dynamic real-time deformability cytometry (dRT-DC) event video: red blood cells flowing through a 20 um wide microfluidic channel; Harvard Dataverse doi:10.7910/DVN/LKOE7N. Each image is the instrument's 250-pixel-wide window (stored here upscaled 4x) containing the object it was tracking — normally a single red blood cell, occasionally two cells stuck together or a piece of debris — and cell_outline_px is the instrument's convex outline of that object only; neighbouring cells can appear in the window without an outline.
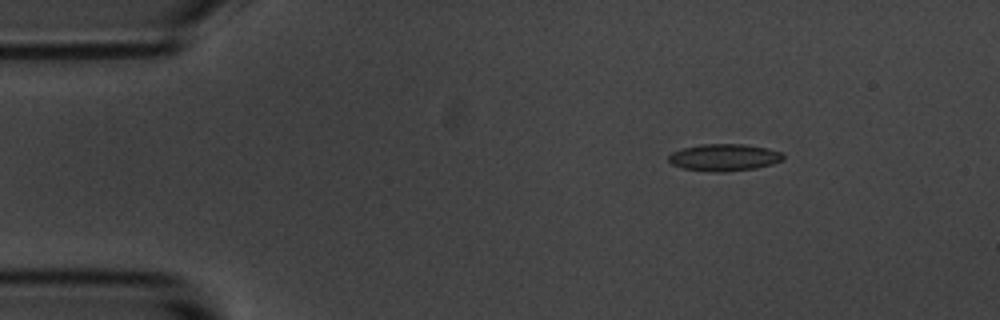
{"species": "common noctule bat (a hibernating species)", "species_latin": "Nyctalus noctula", "temperature_condition": "room temperature", "stored_images_in_passage": 3, "camera_frame_rate_fps": 3000, "um_per_image_px": 0.085, "animal": {"sex": "male", "body_mass_g": 20.1, "forearm_length_mm": 53.5}, "frame": {"image": 1, "passage_image": 1, "time_ms": 0.0, "image_size_px": [1000, 320], "cell_outline_px": [[784, 160], [772, 164], [756, 168], [724, 172], [712, 172], [680, 168], [672, 164], [668, 160], [668, 156], [672, 152], [684, 148], [700, 144], [744, 144], [768, 148], [784, 152]], "centroid_in_image_um": [61.58, 13.38], "position_along_channel_um": 23.4, "area_um2": 18.26}}